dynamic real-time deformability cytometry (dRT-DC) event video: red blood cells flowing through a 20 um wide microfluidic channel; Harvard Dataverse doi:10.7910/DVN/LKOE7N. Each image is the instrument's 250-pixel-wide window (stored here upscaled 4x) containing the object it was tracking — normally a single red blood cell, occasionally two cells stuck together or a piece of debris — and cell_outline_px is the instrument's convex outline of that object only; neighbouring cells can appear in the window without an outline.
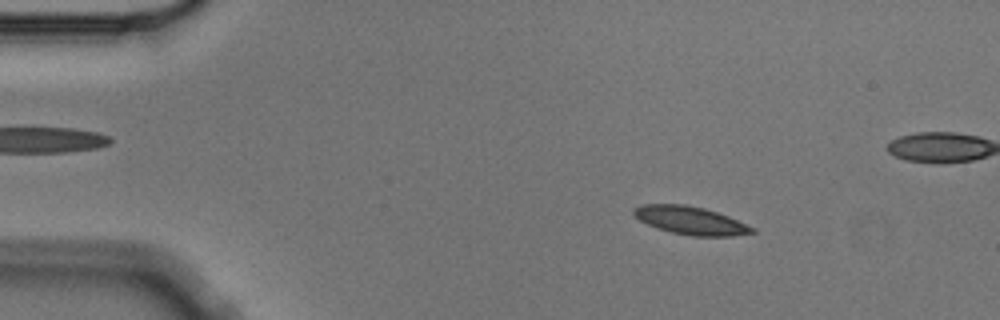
{"species": "Egyptian fruit bat (a non-hibernating species)", "species_latin": "Rousettus aegyptiacus", "temperature_condition": "cold", "stored_images_in_passage": 6, "camera_frame_rate_fps": 3000, "um_per_image_px": 0.085, "animal": {"sex": "male"}, "frame": {"image": 1, "passage_image": 2, "time_ms": 0.333, "image_size_px": [1000, 320], "cell_outline_px": [[756, 232], [732, 236], [692, 236], [672, 232], [656, 228], [640, 220], [632, 212], [632, 208], [640, 204], [684, 204], [704, 208], [728, 216], [756, 228]], "centroid_in_image_um": [58.69, 18.73], "position_along_channel_um": 26.3, "area_um2": 19.36}}
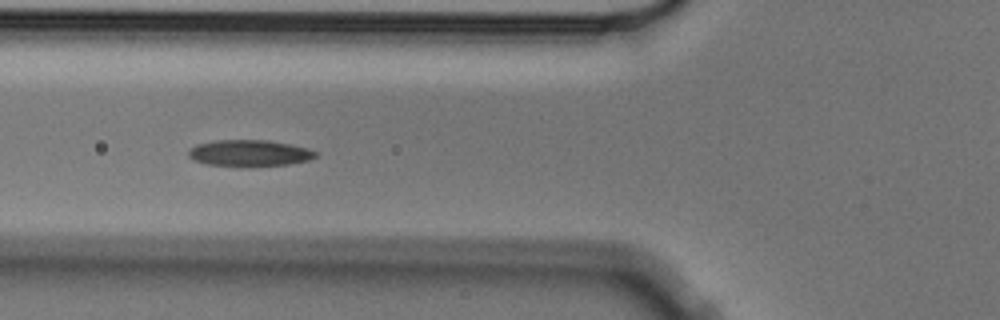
{"frame": {"image": 2, "passage_image": 5, "time_ms": 1.333, "image_size_px": [1000, 320], "cell_outline_px": [[320, 152], [316, 156], [308, 160], [288, 164], [252, 168], [248, 168], [208, 164], [196, 160], [188, 156], [188, 148], [196, 144], [216, 140], [268, 140], [308, 148]], "centroid_in_image_um": [21.2, 13.03], "position_along_channel_um": 104.6, "area_um2": 20.0}}
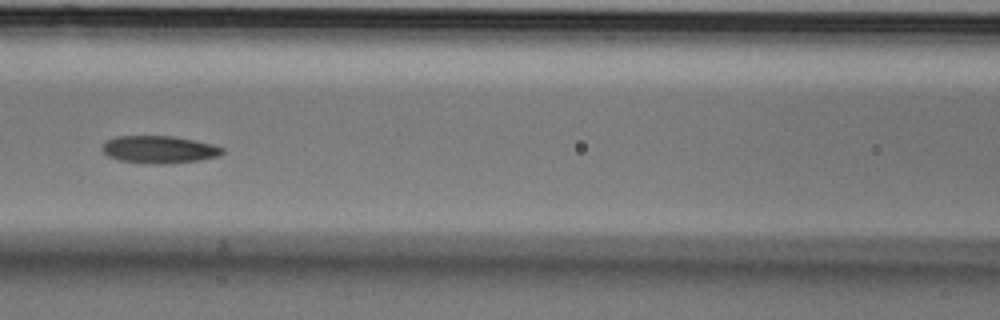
{"frame": {"image": 3, "passage_image": 6, "time_ms": 1.667, "image_size_px": [1000, 320], "cell_outline_px": [[224, 152], [220, 156], [200, 160], [164, 164], [144, 164], [120, 160], [108, 156], [104, 152], [104, 144], [108, 140], [116, 136], [172, 136], [212, 144], [224, 148]], "centroid_in_image_um": [13.56, 12.72], "position_along_channel_um": 153.0, "area_um2": 19.13}}